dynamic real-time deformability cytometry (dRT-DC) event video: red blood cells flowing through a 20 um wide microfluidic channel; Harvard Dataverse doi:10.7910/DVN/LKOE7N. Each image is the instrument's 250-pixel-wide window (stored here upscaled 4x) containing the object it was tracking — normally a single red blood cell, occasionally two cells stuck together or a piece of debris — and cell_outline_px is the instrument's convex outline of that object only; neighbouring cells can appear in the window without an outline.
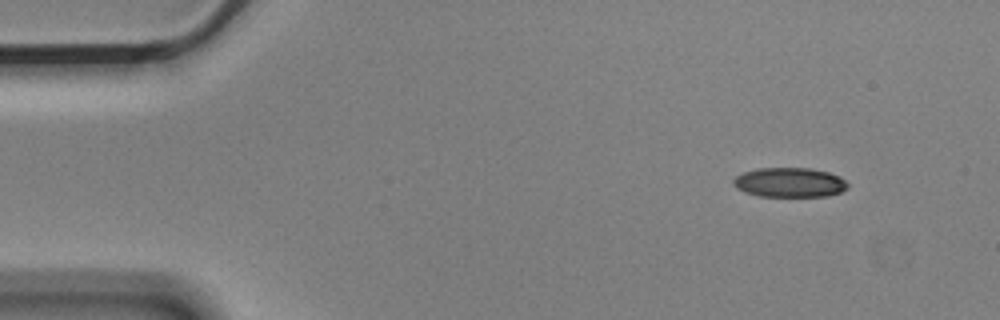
{"species": "Egyptian fruit bat (a non-hibernating species)", "species_latin": "Rousettus aegyptiacus", "temperature_condition": "cold", "stored_images_in_passage": 4, "camera_frame_rate_fps": 3000, "um_per_image_px": 0.085, "animal": {"sex": "male"}, "frame": {"image": 1, "passage_image": 1, "time_ms": 0.0, "image_size_px": [1000, 320], "cell_outline_px": [[848, 188], [840, 192], [828, 196], [760, 196], [744, 192], [736, 188], [732, 184], [732, 180], [736, 176], [744, 172], [760, 168], [812, 168], [828, 172], [840, 176], [848, 184]], "centroid_in_image_um": [67.11, 15.5], "position_along_channel_um": 17.9, "area_um2": 19.77}}
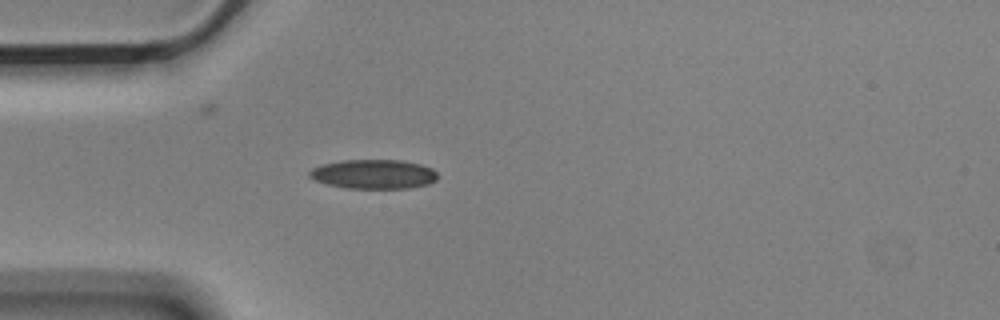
{"frame": {"image": 2, "passage_image": 4, "time_ms": 1.0, "image_size_px": [1000, 320], "cell_outline_px": [[436, 180], [428, 184], [408, 188], [344, 188], [328, 184], [316, 180], [308, 176], [308, 172], [312, 168], [324, 164], [344, 160], [404, 160], [420, 164], [432, 168], [436, 172]], "centroid_in_image_um": [31.76, 14.8], "position_along_channel_um": 53.2, "area_um2": 21.79}}